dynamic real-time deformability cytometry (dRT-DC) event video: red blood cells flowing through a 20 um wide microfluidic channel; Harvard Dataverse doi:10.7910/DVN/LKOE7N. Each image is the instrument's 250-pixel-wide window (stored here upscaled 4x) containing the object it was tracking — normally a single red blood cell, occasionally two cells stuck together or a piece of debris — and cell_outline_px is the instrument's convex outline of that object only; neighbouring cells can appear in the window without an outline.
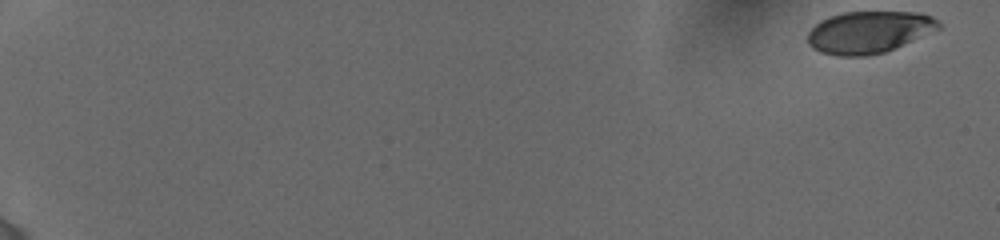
{"species": "human", "species_latin": "Homo sapiens", "temperature_condition": "cold", "stored_images_in_passage": 10, "segment_of_instrument_passage": [1, 2], "camera_frame_rate_fps": 3000, "um_per_image_px": 0.085, "donor": {"sex": "female"}, "frame": {"image": 1, "passage_image": 1, "time_ms": 0.0, "image_size_px": [1000, 240], "cell_outline_px": [[940, 28], [884, 52], [864, 56], [836, 56], [820, 52], [812, 48], [808, 44], [808, 32], [820, 20], [828, 16], [844, 12], [920, 12], [932, 16], [940, 24]], "centroid_in_image_um": [73.81, 2.72], "position_along_channel_um": 11.2, "area_um2": 31.91}}